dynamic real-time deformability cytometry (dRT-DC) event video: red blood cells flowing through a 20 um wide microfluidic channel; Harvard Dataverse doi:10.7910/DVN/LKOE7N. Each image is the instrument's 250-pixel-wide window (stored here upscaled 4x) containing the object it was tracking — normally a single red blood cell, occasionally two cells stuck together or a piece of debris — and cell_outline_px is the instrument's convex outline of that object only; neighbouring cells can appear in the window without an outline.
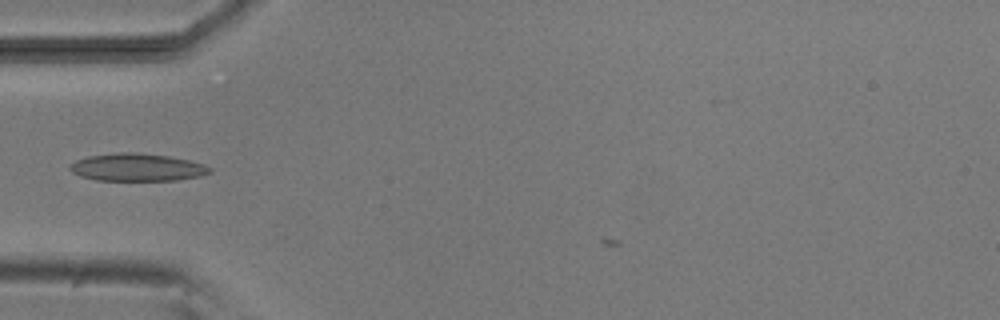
{"species": "common noctule bat (a hibernating species)", "species_latin": "Nyctalus noctula", "temperature_condition": "room temperature", "stored_images_in_passage": 2, "camera_frame_rate_fps": 3000, "um_per_image_px": 0.085, "animal": {"sex": "male", "body_mass_g": 20.5, "forearm_length_mm": 52.5}, "frame": {"image": 1, "passage_image": 1, "time_ms": 0.0, "image_size_px": [1000, 320], "cell_outline_px": [[212, 172], [200, 176], [176, 180], [96, 180], [80, 176], [72, 172], [68, 168], [68, 164], [76, 160], [88, 156], [120, 152], [136, 152], [168, 156], [188, 160], [204, 164], [212, 168]], "centroid_in_image_um": [11.63, 14.22], "position_along_channel_um": 73.4, "area_um2": 22.54}}